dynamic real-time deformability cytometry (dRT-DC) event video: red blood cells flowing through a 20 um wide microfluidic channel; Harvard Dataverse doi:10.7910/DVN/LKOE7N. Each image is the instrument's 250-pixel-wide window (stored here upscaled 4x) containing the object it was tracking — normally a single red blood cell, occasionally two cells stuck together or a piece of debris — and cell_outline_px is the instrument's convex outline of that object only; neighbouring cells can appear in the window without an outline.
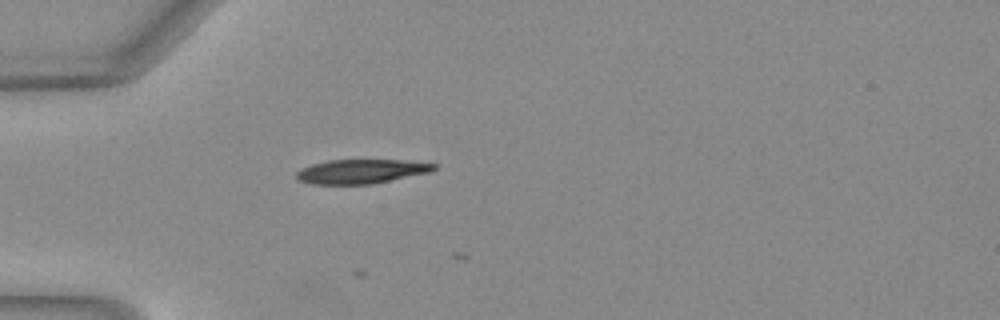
{"species": "Egyptian fruit bat (a non-hibernating species)", "species_latin": "Rousettus aegyptiacus", "temperature_condition": "warm", "stored_images_in_passage": 7, "camera_frame_rate_fps": 3000, "um_per_image_px": 0.085, "animal": {"sex": "female"}, "frame": {"image": 1, "passage_image": 3, "time_ms": 0.667, "image_size_px": [1000, 320], "cell_outline_px": [[440, 164], [436, 168], [428, 172], [372, 184], [312, 184], [300, 180], [296, 176], [296, 172], [312, 164], [328, 160], [400, 160]], "centroid_in_image_um": [30.71, 14.56], "position_along_channel_um": 54.3, "area_um2": 19.13}}